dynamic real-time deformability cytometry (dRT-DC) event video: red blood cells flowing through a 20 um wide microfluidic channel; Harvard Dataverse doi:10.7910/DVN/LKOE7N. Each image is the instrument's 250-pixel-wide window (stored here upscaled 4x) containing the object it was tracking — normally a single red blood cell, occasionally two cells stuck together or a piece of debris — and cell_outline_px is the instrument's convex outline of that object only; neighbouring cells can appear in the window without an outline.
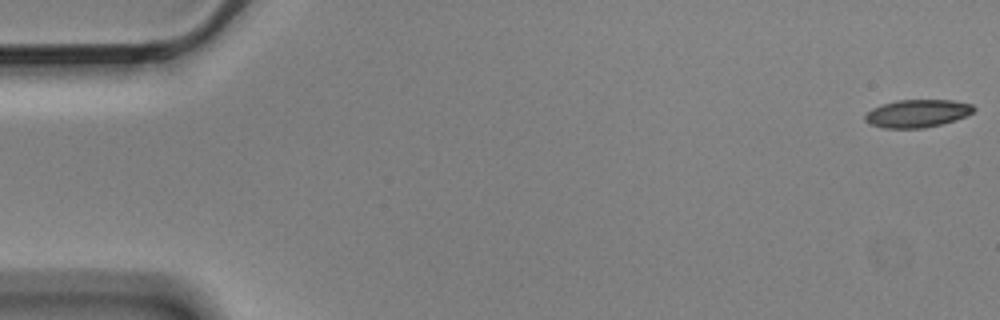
{"species": "Egyptian fruit bat (a non-hibernating species)", "species_latin": "Rousettus aegyptiacus", "temperature_condition": "cold", "stored_images_in_passage": 6, "segment_of_instrument_passage": [2, 2], "camera_frame_rate_fps": 3000, "um_per_image_px": 0.085, "animal": {"sex": "male"}, "frame": {"image": 1, "passage_image": 6, "time_ms": 1.667, "image_size_px": [1000, 320], "cell_outline_px": [[976, 108], [972, 112], [956, 120], [924, 128], [884, 128], [868, 124], [864, 120], [864, 116], [872, 108], [880, 104], [896, 100], [952, 100], [972, 104]], "centroid_in_image_um": [77.93, 9.64], "position_along_channel_um": 7.1, "area_um2": 17.69}}